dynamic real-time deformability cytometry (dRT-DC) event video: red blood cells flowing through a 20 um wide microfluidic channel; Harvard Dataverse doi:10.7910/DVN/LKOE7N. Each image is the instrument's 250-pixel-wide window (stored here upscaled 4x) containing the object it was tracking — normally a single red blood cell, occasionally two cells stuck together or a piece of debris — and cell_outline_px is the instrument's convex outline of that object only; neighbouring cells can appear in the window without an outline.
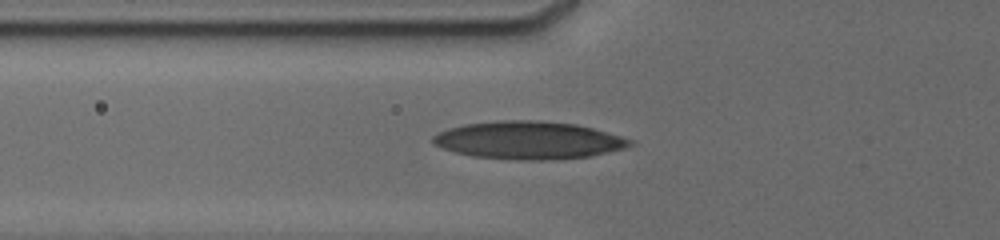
{"species": "human", "species_latin": "Homo sapiens", "temperature_condition": "cold", "stored_images_in_passage": 40, "segment_of_instrument_passage": [1, 2], "camera_frame_rate_fps": 3000, "um_per_image_px": 0.085, "donor": {"sex": "male"}, "frame": {"image": 1, "passage_image": 4, "time_ms": 1.667, "image_size_px": [1000, 240], "cell_outline_px": [[636, 144], [624, 148], [588, 156], [556, 160], [516, 160], [472, 156], [456, 152], [444, 148], [436, 144], [432, 140], [432, 136], [440, 132], [464, 124], [500, 120], [532, 120], [576, 124], [592, 128], [636, 140]], "centroid_in_image_um": [44.98, 11.92], "position_along_channel_um": 80.8, "area_um2": 43.18}}
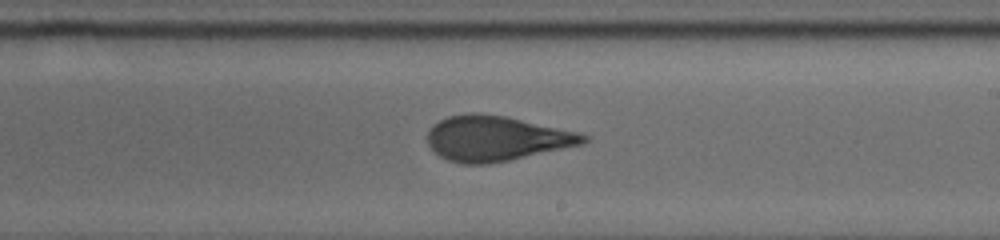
{"frame": {"image": 2, "passage_image": 13, "time_ms": 6.0, "image_size_px": [1000, 240], "cell_outline_px": [[588, 140], [584, 144], [508, 160], [488, 164], [460, 164], [448, 160], [440, 156], [428, 144], [428, 132], [440, 120], [448, 116], [472, 112], [504, 116], [576, 132], [588, 136]], "centroid_in_image_um": [42.16, 11.77], "position_along_channel_um": 246.8, "area_um2": 40.34}}
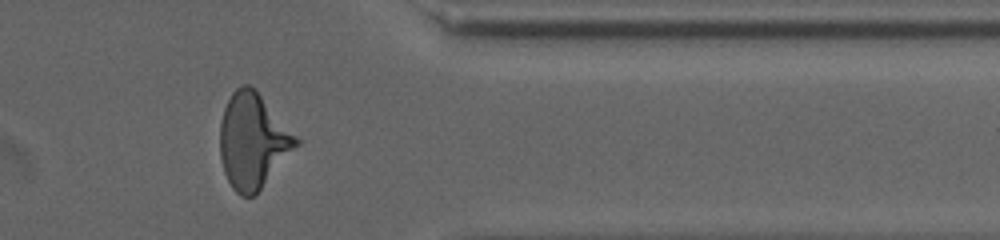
{"frame": {"image": 3, "passage_image": 28, "time_ms": 10.0, "image_size_px": [1000, 240], "cell_outline_px": [[300, 144], [260, 188], [252, 196], [240, 196], [232, 188], [224, 172], [220, 156], [220, 124], [224, 108], [232, 92], [236, 88], [244, 84], [248, 84], [256, 88], [300, 140]], "centroid_in_image_um": [21.49, 11.94], "position_along_channel_um": 389.9, "area_um2": 41.96}}